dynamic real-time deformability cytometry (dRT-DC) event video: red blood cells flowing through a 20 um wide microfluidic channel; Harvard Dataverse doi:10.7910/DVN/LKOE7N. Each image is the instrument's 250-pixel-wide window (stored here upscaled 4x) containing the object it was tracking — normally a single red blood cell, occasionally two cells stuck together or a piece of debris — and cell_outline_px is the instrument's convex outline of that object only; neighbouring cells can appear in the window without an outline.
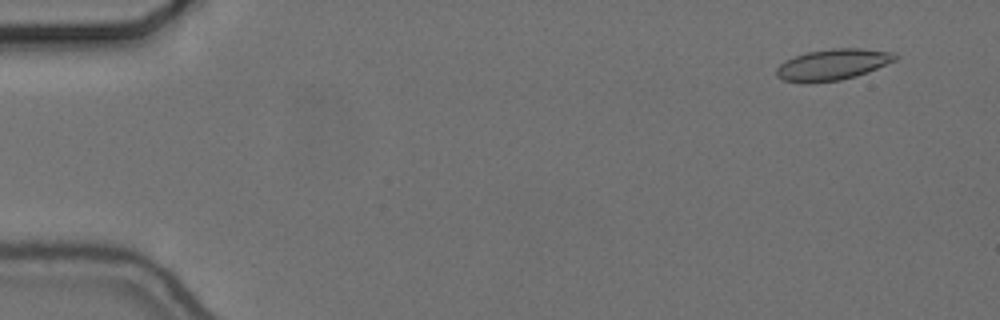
{"species": "common noctule bat (a hibernating species)", "species_latin": "Nyctalus noctula", "temperature_condition": "cold", "stored_images_in_passage": 14, "camera_frame_rate_fps": 3000, "um_per_image_px": 0.085, "animal": {"sex": "female", "body_mass_g": 24.6, "forearm_length_mm": 56.2}, "frame": {"image": 1, "passage_image": 4, "time_ms": 1.0, "image_size_px": [1000, 320], "cell_outline_px": [[900, 56], [896, 60], [868, 72], [856, 76], [840, 80], [808, 84], [784, 80], [776, 76], [776, 68], [784, 60], [808, 52], [832, 48], [860, 48], [892, 52]], "centroid_in_image_um": [70.77, 5.5], "position_along_channel_um": 14.2, "area_um2": 21.68}}